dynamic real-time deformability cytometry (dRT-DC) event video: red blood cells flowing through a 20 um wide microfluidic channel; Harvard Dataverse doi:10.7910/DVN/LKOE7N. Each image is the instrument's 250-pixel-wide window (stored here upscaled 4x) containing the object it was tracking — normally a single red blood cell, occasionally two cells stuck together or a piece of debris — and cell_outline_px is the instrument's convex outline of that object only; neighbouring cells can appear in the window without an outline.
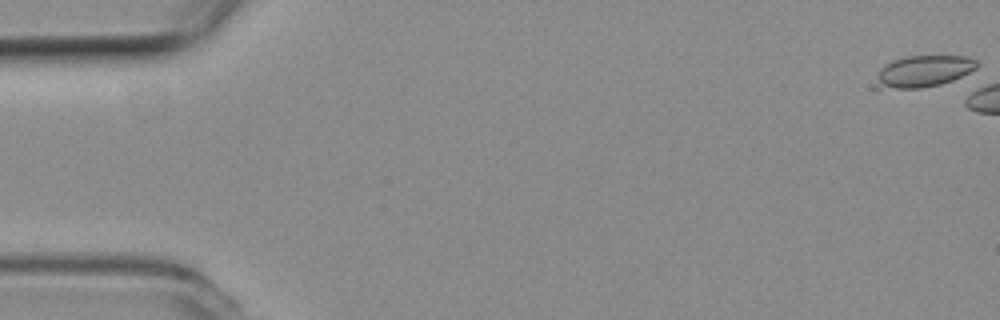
{"species": "common noctule bat (a hibernating species)", "species_latin": "Nyctalus noctula", "temperature_condition": "room temperature", "stored_images_in_passage": 13, "camera_frame_rate_fps": 3000, "um_per_image_px": 0.085, "animal": {"sex": "female", "body_mass_g": 19.3, "forearm_length_mm": 54.1}, "frame": {"image": 1, "passage_image": 1, "time_ms": 0.0, "image_size_px": [1000, 320], "cell_outline_px": [[976, 68], [952, 80], [940, 84], [920, 88], [872, 88], [880, 68], [896, 60], [908, 56], [964, 56], [976, 60]], "centroid_in_image_um": [78.43, 6.07], "position_along_channel_um": 6.6, "area_um2": 18.26}}